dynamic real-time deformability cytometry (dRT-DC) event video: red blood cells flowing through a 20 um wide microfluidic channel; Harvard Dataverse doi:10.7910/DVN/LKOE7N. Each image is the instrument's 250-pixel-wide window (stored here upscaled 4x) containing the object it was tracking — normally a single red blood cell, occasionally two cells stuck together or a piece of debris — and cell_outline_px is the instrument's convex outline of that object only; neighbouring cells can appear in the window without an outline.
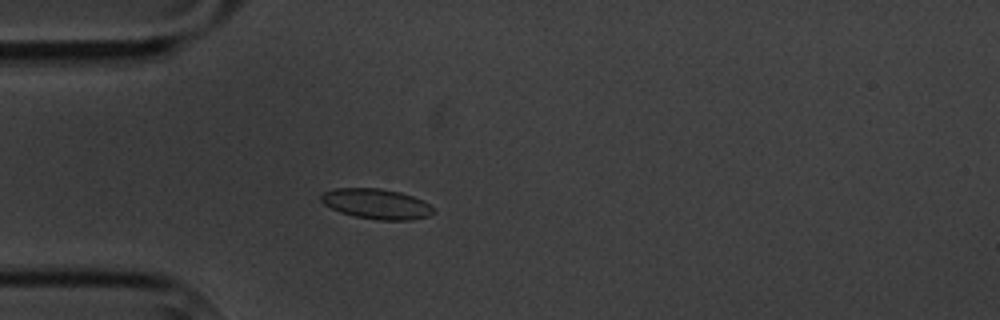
{"species": "common noctule bat (a hibernating species)", "species_latin": "Nyctalus noctula", "temperature_condition": "cold", "stored_images_in_passage": 7, "camera_frame_rate_fps": 3000, "um_per_image_px": 0.085, "animal": {"sex": "male", "body_mass_g": 20.1, "forearm_length_mm": 53.5}, "frame": {"image": 1, "passage_image": 5, "time_ms": 5.0, "image_size_px": [1000, 320], "cell_outline_px": [[436, 212], [428, 216], [412, 220], [380, 220], [356, 216], [340, 212], [324, 204], [320, 200], [320, 196], [324, 192], [336, 188], [380, 188], [400, 192], [412, 196], [428, 204]], "centroid_in_image_um": [31.99, 17.33], "position_along_channel_um": 53.0, "area_um2": 19.59}}
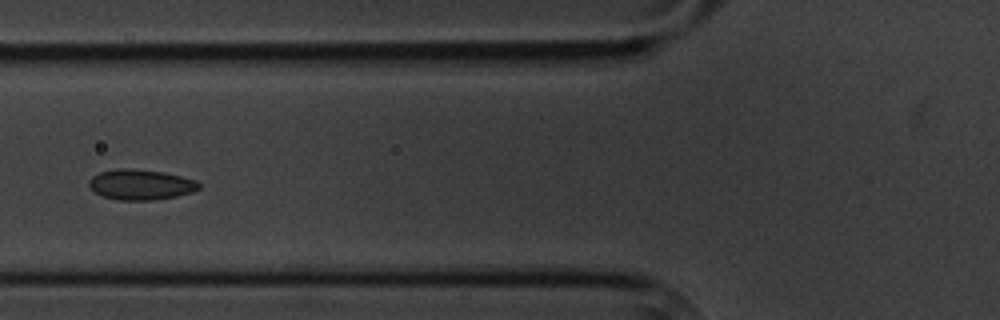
{"frame": {"image": 2, "passage_image": 7, "time_ms": 7.0, "image_size_px": [1000, 320], "cell_outline_px": [[200, 188], [192, 192], [176, 196], [156, 200], [116, 200], [104, 196], [96, 192], [88, 184], [88, 180], [92, 176], [100, 172], [120, 168], [132, 168], [164, 172], [196, 180], [200, 184]], "centroid_in_image_um": [11.97, 15.69], "position_along_channel_um": 113.8, "area_um2": 19.48}}